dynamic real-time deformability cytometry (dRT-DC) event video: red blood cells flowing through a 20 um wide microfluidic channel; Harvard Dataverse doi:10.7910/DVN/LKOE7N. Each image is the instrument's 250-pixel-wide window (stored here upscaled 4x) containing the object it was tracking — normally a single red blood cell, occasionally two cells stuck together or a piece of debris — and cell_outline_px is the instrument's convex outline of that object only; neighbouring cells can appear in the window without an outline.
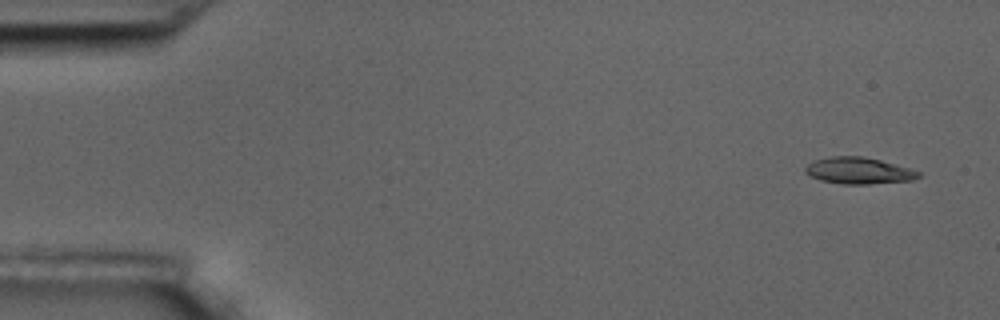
{"species": "common noctule bat (a hibernating species)", "species_latin": "Nyctalus noctula", "temperature_condition": "room temperature", "stored_images_in_passage": 6, "camera_frame_rate_fps": 3000, "um_per_image_px": 0.085, "animal": {"sex": "male", "body_mass_g": 17.5, "forearm_length_mm": 52.3}, "frame": {"image": 1, "passage_image": 1, "time_ms": 0.0, "image_size_px": [1000, 320], "cell_outline_px": [[924, 176], [912, 180], [868, 184], [844, 184], [820, 180], [804, 172], [804, 168], [812, 160], [832, 156], [864, 156], [896, 164], [920, 172]], "centroid_in_image_um": [72.99, 14.5], "position_along_channel_um": 12.0, "area_um2": 17.57}}
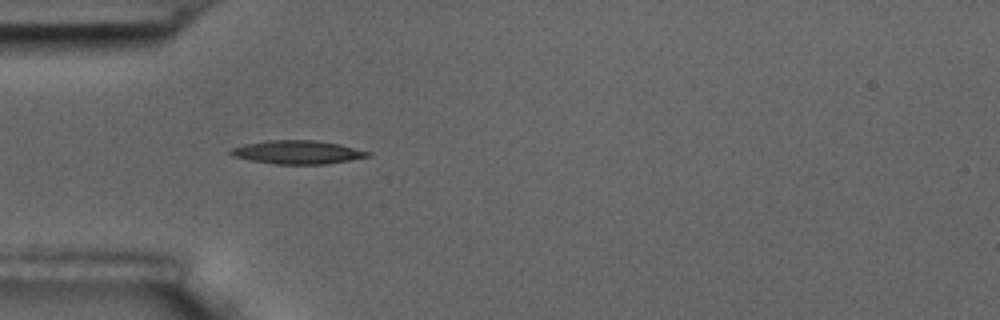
{"frame": {"image": 2, "passage_image": 5, "time_ms": 4.667, "image_size_px": [1000, 320], "cell_outline_px": [[372, 156], [324, 164], [276, 164], [252, 160], [232, 156], [228, 152], [232, 148], [244, 144], [268, 140], [316, 140], [340, 144], [372, 152]], "centroid_in_image_um": [25.31, 12.93], "position_along_channel_um": 59.7, "area_um2": 18.73}}